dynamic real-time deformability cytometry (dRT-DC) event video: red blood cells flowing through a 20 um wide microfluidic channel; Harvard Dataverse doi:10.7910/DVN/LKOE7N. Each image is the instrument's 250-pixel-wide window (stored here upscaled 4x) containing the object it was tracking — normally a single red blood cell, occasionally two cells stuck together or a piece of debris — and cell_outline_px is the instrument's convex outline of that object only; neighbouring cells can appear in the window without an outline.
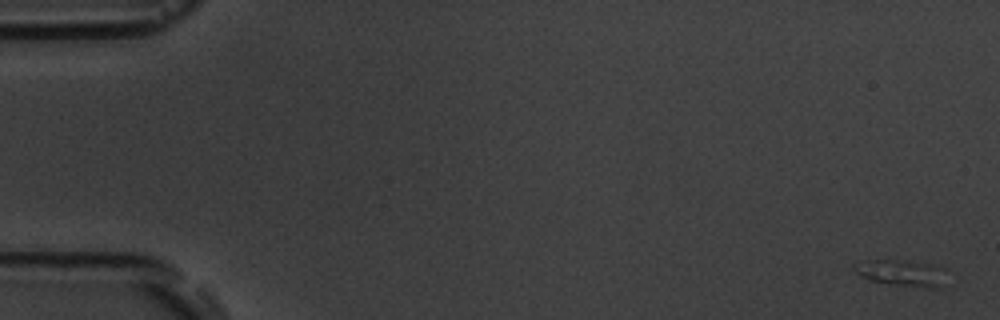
{"species": "common noctule bat (a hibernating species)", "species_latin": "Nyctalus noctula", "temperature_condition": "room temperature", "stored_images_in_passage": 6, "camera_frame_rate_fps": 3000, "um_per_image_px": 0.085, "animal": {"sex": "male", "body_mass_g": 19.5, "forearm_length_mm": 54.6}, "frame": {"image": 1, "passage_image": 1, "time_ms": 0.0, "image_size_px": [1000, 320], "cell_outline_px": [[944, 268], [940, 288], [928, 288], [888, 284], [872, 280], [860, 276], [852, 268], [852, 264], [860, 260], [904, 260], [932, 264]], "centroid_in_image_um": [76.57, 23.18], "position_along_channel_um": 8.4, "area_um2": 14.22}}
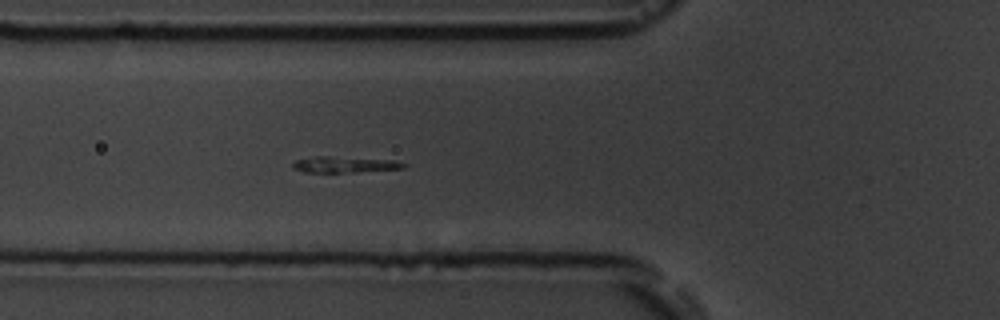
{"frame": {"image": 2, "passage_image": 6, "time_ms": 6.667, "image_size_px": [1000, 320], "cell_outline_px": [[408, 164], [404, 168], [356, 172], [304, 172], [292, 168], [292, 164], [296, 160], [316, 156], [328, 156], [392, 160]], "centroid_in_image_um": [29.27, 13.99], "position_along_channel_um": 96.5, "area_um2": 10.29}}